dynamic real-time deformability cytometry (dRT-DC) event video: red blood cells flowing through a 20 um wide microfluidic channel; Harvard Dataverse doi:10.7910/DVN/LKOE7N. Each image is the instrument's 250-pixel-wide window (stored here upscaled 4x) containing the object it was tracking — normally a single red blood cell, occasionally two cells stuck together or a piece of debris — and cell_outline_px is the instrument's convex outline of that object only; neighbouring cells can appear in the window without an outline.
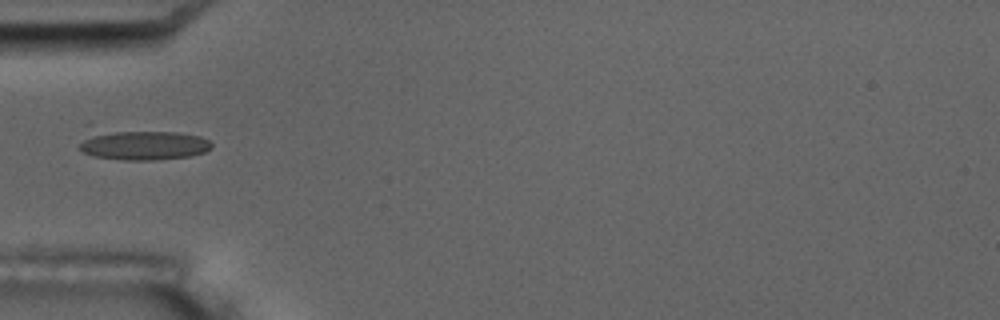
{"species": "common noctule bat (a hibernating species)", "species_latin": "Nyctalus noctula", "temperature_condition": "room temperature", "stored_images_in_passage": 10, "camera_frame_rate_fps": 3000, "um_per_image_px": 0.085, "animal": {"sex": "male", "body_mass_g": 17.5, "forearm_length_mm": 52.3}, "frame": {"image": 1, "passage_image": 5, "time_ms": 4.667, "image_size_px": [1000, 320], "cell_outline_px": [[212, 148], [204, 152], [188, 156], [152, 160], [124, 160], [96, 156], [84, 152], [80, 148], [80, 144], [92, 132], [176, 132], [200, 136], [208, 140], [212, 144]], "centroid_in_image_um": [12.24, 12.35], "position_along_channel_um": 72.8, "area_um2": 22.2}}